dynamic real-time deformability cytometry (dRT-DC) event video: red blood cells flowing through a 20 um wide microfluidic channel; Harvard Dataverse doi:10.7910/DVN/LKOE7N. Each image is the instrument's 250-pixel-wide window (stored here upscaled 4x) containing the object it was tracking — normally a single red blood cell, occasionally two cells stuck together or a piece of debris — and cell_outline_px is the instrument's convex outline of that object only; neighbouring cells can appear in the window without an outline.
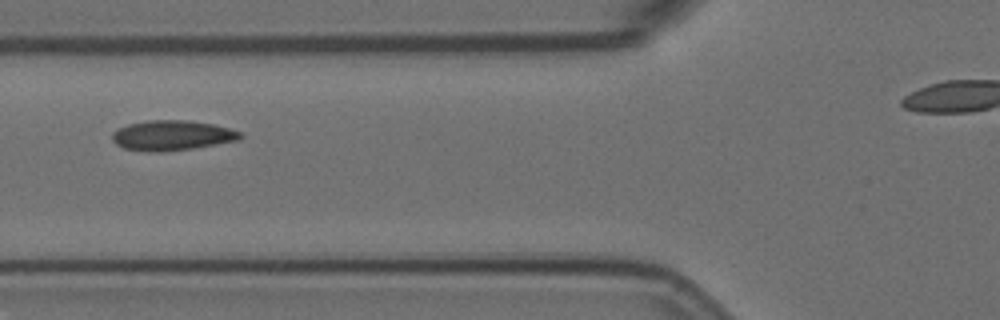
{"species": "Egyptian fruit bat (a non-hibernating species)", "species_latin": "Rousettus aegyptiacus", "temperature_condition": "room temperature", "stored_images_in_passage": 11, "segment_of_instrument_passage": [1, 2], "camera_frame_rate_fps": 3000, "um_per_image_px": 0.085, "animal": {"sex": "female"}, "frame": {"image": 1, "passage_image": 5, "time_ms": 1.333, "image_size_px": [1000, 320], "cell_outline_px": [[244, 136], [240, 140], [192, 148], [160, 152], [152, 152], [124, 148], [116, 144], [112, 140], [112, 132], [128, 124], [148, 120], [188, 120], [212, 124], [244, 132]], "centroid_in_image_um": [14.65, 11.5], "position_along_channel_um": 111.1, "area_um2": 22.43}}
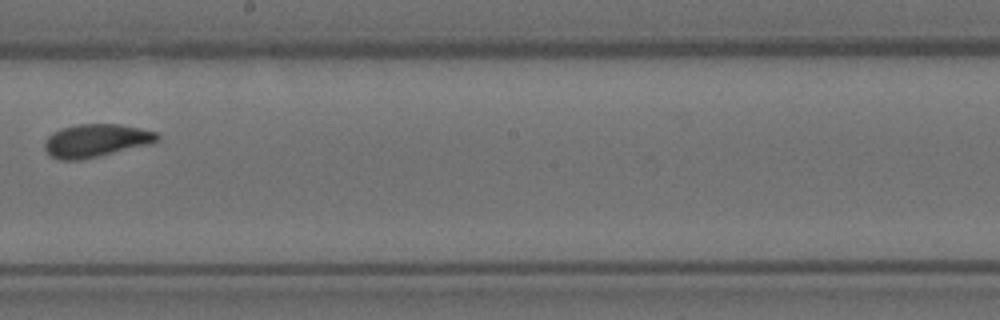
{"frame": {"image": 2, "passage_image": 8, "time_ms": 2.333, "image_size_px": [1000, 320], "cell_outline_px": [[160, 140], [148, 144], [80, 160], [60, 160], [52, 156], [44, 148], [44, 140], [52, 132], [60, 128], [80, 124], [120, 124], [140, 128], [156, 132], [160, 136]], "centroid_in_image_um": [8.13, 11.93], "position_along_channel_um": 240.1, "area_um2": 21.5}}
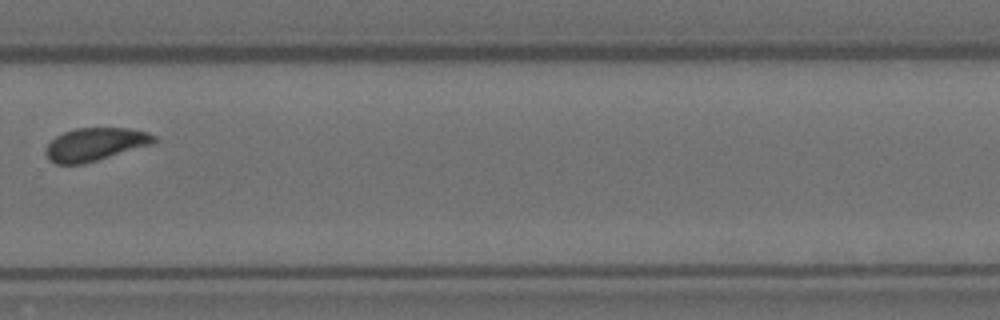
{"frame": {"image": 3, "passage_image": 10, "time_ms": 3.0, "image_size_px": [1000, 320], "cell_outline_px": [[156, 140], [152, 144], [84, 164], [56, 164], [48, 160], [44, 152], [44, 148], [56, 136], [64, 132], [76, 128], [128, 128], [148, 132], [156, 136]], "centroid_in_image_um": [8.06, 12.27], "position_along_channel_um": 321.7, "area_um2": 20.87}}